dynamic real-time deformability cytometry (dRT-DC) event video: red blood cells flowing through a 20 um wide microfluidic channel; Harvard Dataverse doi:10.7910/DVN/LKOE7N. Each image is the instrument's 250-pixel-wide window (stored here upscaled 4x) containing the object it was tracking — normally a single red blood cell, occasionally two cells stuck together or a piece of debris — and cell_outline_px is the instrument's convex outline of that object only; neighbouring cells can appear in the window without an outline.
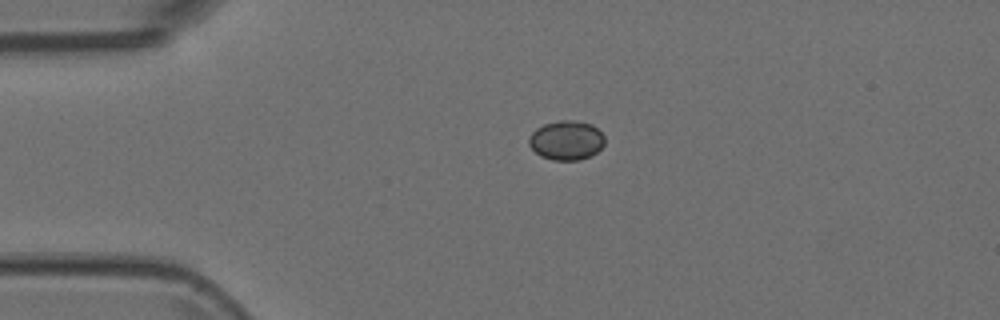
{"species": "Egyptian fruit bat (a non-hibernating species)", "species_latin": "Rousettus aegyptiacus", "temperature_condition": "room temperature", "stored_images_in_passage": 2, "camera_frame_rate_fps": 3000, "um_per_image_px": 0.085, "animal": {"sex": "female"}, "frame": {"image": 1, "passage_image": 1, "time_ms": 0.0, "image_size_px": [1000, 320], "cell_outline_px": [[604, 144], [596, 152], [580, 160], [552, 160], [540, 156], [528, 144], [528, 136], [536, 128], [544, 124], [560, 120], [576, 120], [592, 124], [604, 136]], "centroid_in_image_um": [48.11, 11.92], "position_along_channel_um": 36.9, "area_um2": 17.4}}